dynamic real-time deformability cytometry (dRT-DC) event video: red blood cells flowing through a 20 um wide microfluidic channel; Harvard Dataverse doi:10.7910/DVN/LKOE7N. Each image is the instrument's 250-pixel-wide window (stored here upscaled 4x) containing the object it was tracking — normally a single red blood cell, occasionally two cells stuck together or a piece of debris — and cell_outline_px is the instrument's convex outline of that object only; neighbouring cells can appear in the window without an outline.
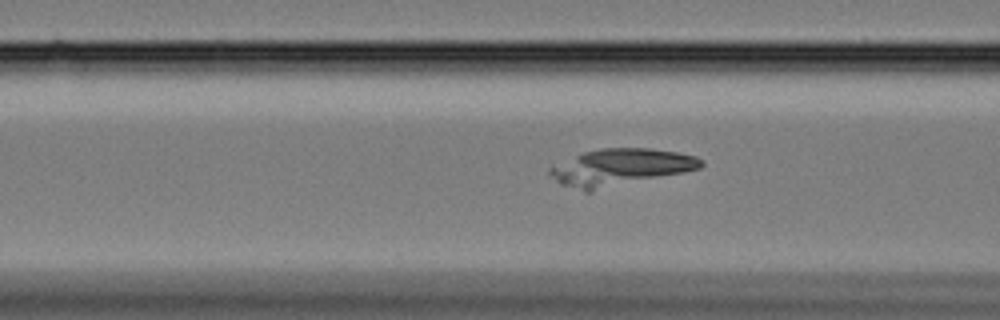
{"species": "Egyptian fruit bat (a non-hibernating species)", "species_latin": "Rousettus aegyptiacus", "temperature_condition": "cold", "stored_images_in_passage": 49, "camera_frame_rate_fps": 3000, "um_per_image_px": 0.085, "animal": {"sex": "female"}, "frame": {"image": 1, "passage_image": 25, "time_ms": 8.0, "image_size_px": [1000, 320], "cell_outline_px": [[704, 164], [700, 168], [592, 192], [584, 192], [560, 184], [548, 172], [548, 168], [584, 152], [600, 148], [648, 148], [676, 152], [696, 156], [704, 160]], "centroid_in_image_um": [52.72, 14.23], "position_along_channel_um": 113.9, "area_um2": 32.37}}
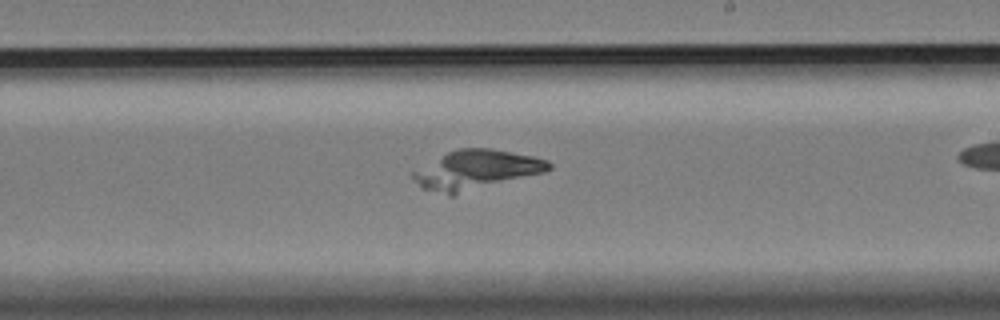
{"frame": {"image": 2, "passage_image": 37, "time_ms": 12.0, "image_size_px": [1000, 320], "cell_outline_px": [[552, 168], [544, 172], [452, 196], [448, 196], [420, 188], [412, 176], [412, 172], [448, 152], [456, 148], [492, 148], [532, 156], [548, 160], [552, 164]], "centroid_in_image_um": [40.47, 14.45], "position_along_channel_um": 248.5, "area_um2": 30.98}}
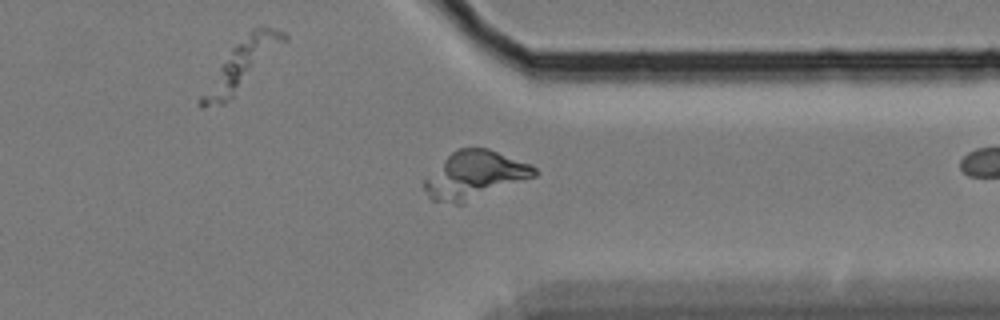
{"frame": {"image": 3, "passage_image": 48, "time_ms": 15.667, "image_size_px": [1000, 320], "cell_outline_px": [[540, 172], [536, 176], [464, 204], [456, 204], [432, 200], [428, 196], [424, 188], [424, 180], [456, 148], [488, 148], [532, 164]], "centroid_in_image_um": [40.41, 14.89], "position_along_channel_um": 371.0, "area_um2": 30.52}}